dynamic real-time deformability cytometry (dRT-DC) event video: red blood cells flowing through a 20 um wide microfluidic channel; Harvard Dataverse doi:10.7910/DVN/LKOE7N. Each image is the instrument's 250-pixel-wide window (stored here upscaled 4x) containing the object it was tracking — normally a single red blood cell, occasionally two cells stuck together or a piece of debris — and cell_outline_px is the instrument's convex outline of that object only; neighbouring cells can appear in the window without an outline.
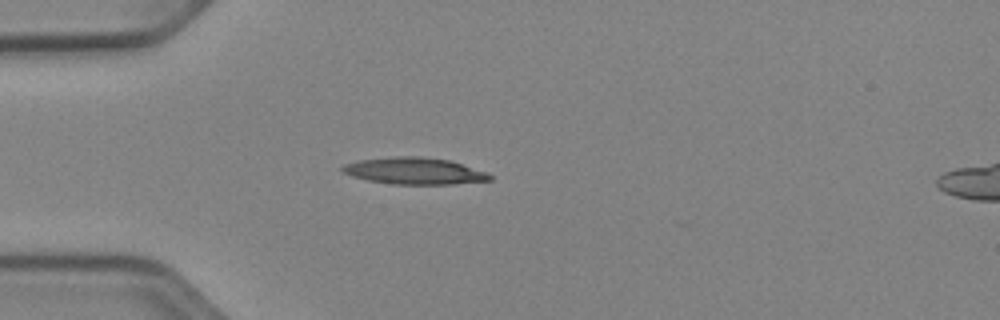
{"species": "Egyptian fruit bat (a non-hibernating species)", "species_latin": "Rousettus aegyptiacus", "temperature_condition": "cold", "stored_images_in_passage": 35, "camera_frame_rate_fps": 3000, "um_per_image_px": 0.085, "animal": {"sex": "female"}, "frame": {"image": 1, "passage_image": 1, "time_ms": 0.0, "image_size_px": [1000, 320], "cell_outline_px": [[492, 180], [452, 184], [392, 184], [368, 180], [352, 176], [344, 172], [340, 168], [344, 164], [356, 160], [392, 156], [420, 156], [452, 160], [488, 172], [492, 176]], "centroid_in_image_um": [35.24, 14.52], "position_along_channel_um": 49.8, "area_um2": 23.24}}
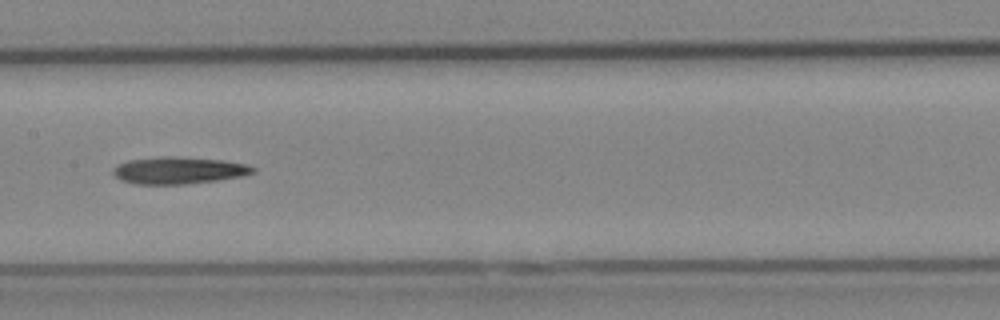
{"frame": {"image": 2, "passage_image": 13, "time_ms": 4.0, "image_size_px": [1000, 320], "cell_outline_px": [[256, 172], [240, 176], [216, 180], [188, 184], [136, 184], [120, 180], [112, 172], [112, 168], [128, 160], [160, 156], [176, 156], [224, 160], [248, 164], [256, 168]], "centroid_in_image_um": [15.2, 14.47], "position_along_channel_um": 192.2, "area_um2": 22.14}}
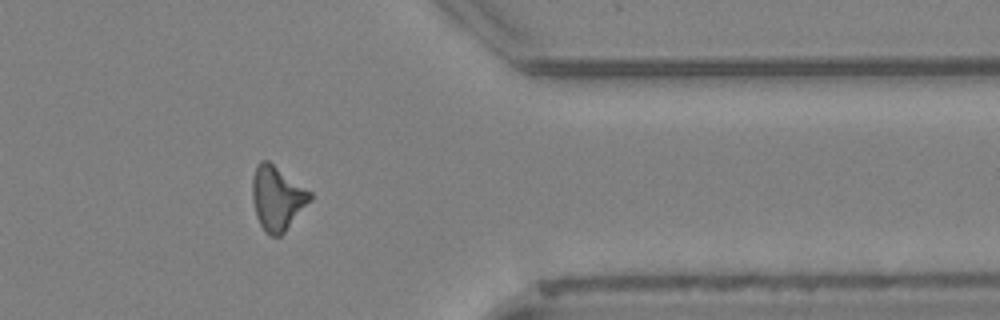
{"frame": {"image": 3, "passage_image": 29, "time_ms": 9.333, "image_size_px": [1000, 320], "cell_outline_px": [[312, 200], [284, 232], [280, 236], [272, 236], [264, 232], [256, 216], [252, 200], [252, 180], [256, 164], [260, 160], [268, 160], [312, 192]], "centroid_in_image_um": [23.55, 16.83], "position_along_channel_um": 387.8, "area_um2": 21.73}}